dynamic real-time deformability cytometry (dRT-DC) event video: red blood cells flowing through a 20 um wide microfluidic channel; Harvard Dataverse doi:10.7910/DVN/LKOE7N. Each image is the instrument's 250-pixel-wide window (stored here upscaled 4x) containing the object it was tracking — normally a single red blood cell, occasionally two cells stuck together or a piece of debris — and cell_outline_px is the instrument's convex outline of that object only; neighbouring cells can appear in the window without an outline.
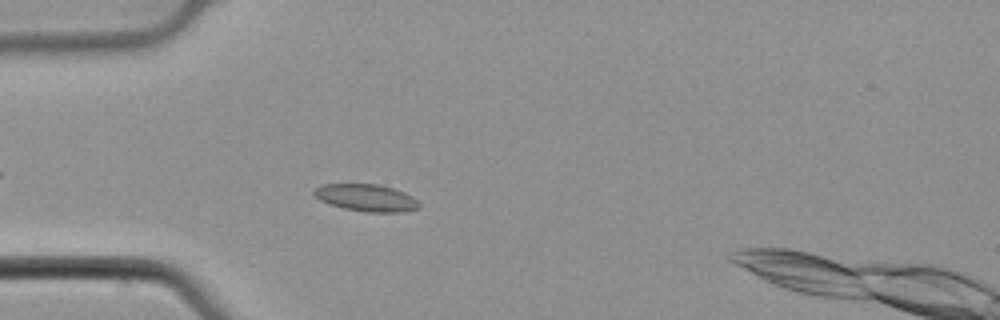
{"species": "common noctule bat (a hibernating species)", "species_latin": "Nyctalus noctula", "temperature_condition": "cold", "stored_images_in_passage": 44, "camera_frame_rate_fps": 3000, "um_per_image_px": 0.085, "animal": {"sex": "male", "body_mass_g": 21.5, "forearm_length_mm": 52.0}, "frame": {"image": 1, "passage_image": 5, "time_ms": 1.333, "image_size_px": [1000, 320], "cell_outline_px": [[420, 208], [400, 212], [368, 212], [344, 208], [328, 204], [320, 200], [312, 192], [320, 184], [376, 184], [392, 188], [404, 192], [412, 196], [420, 204]], "centroid_in_image_um": [31.12, 16.81], "position_along_channel_um": 53.9, "area_um2": 16.53}}
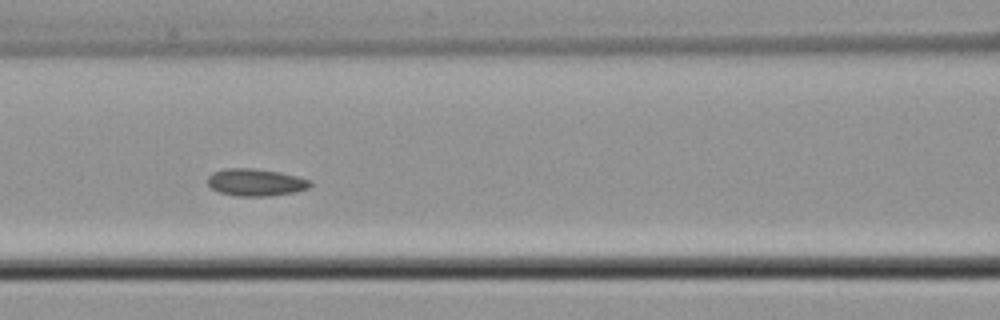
{"frame": {"image": 2, "passage_image": 13, "time_ms": 4.0, "image_size_px": [1000, 320], "cell_outline_px": [[312, 184], [308, 188], [296, 192], [268, 196], [236, 196], [220, 192], [212, 188], [208, 184], [208, 176], [212, 172], [224, 168], [252, 168], [280, 172], [312, 180]], "centroid_in_image_um": [21.74, 15.49], "position_along_channel_um": 144.9, "area_um2": 16.36}}
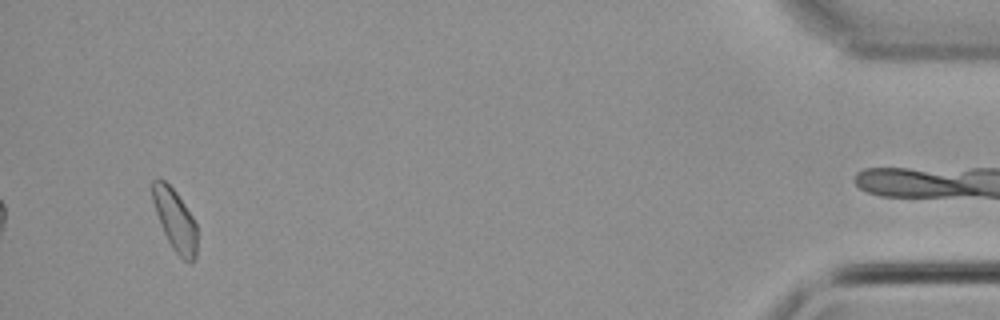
{"frame": {"image": 3, "passage_image": 41, "time_ms": 13.333, "image_size_px": [1000, 320], "cell_outline_px": [[196, 260], [192, 264], [184, 260], [172, 248], [160, 224], [152, 200], [152, 180], [164, 180], [176, 192], [192, 216], [196, 224]], "centroid_in_image_um": [14.89, 18.73], "position_along_channel_um": 420.3, "area_um2": 15.78}, "authors_computed_cell_mechanics": {"area_um2": 16.1551, "velocity_mm_per_s": 3.8084, "shape_relaxation_time_tau1_ms": 7.7626, "shape_relaxation_time_tau2_ms": 4.6797, "deformation_change_tau1": 0.0841, "deformation_change_tau2": 0.0861}}